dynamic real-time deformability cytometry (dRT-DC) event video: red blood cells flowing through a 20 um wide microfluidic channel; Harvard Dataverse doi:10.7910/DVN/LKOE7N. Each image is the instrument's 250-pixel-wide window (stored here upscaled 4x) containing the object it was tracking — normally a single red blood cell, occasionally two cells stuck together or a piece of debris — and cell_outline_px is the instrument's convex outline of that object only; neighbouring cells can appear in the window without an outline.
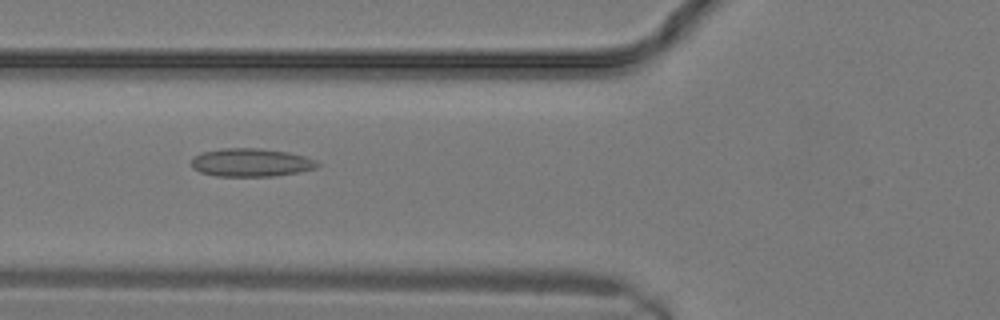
{"species": "common noctule bat (a hibernating species)", "species_latin": "Nyctalus noctula", "temperature_condition": "warm", "stored_images_in_passage": 8, "camera_frame_rate_fps": 3000, "um_per_image_px": 0.085, "animal": {"sex": "male", "body_mass_g": 19.2, "forearm_length_mm": 51.8}, "frame": {"image": 1, "passage_image": 2, "time_ms": 0.333, "image_size_px": [1000, 320], "cell_outline_px": [[320, 164], [316, 168], [296, 172], [272, 176], [216, 176], [200, 172], [192, 168], [192, 160], [196, 156], [204, 152], [224, 148], [260, 148], [288, 152], [304, 156], [316, 160]], "centroid_in_image_um": [21.35, 13.81], "position_along_channel_um": 104.5, "area_um2": 20.52}}
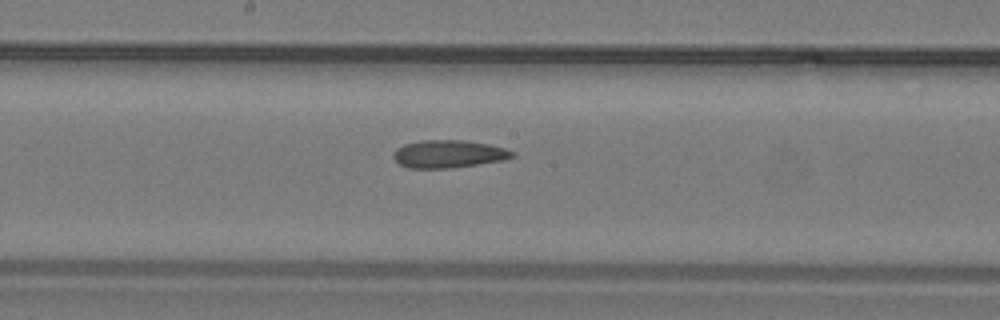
{"frame": {"image": 2, "passage_image": 6, "time_ms": 1.667, "image_size_px": [1000, 320], "cell_outline_px": [[516, 156], [504, 160], [452, 168], [408, 168], [400, 164], [392, 156], [396, 148], [404, 144], [420, 140], [464, 140], [488, 144], [504, 148], [516, 152]], "centroid_in_image_um": [38.14, 13.08], "position_along_channel_um": 210.1, "area_um2": 19.31}}
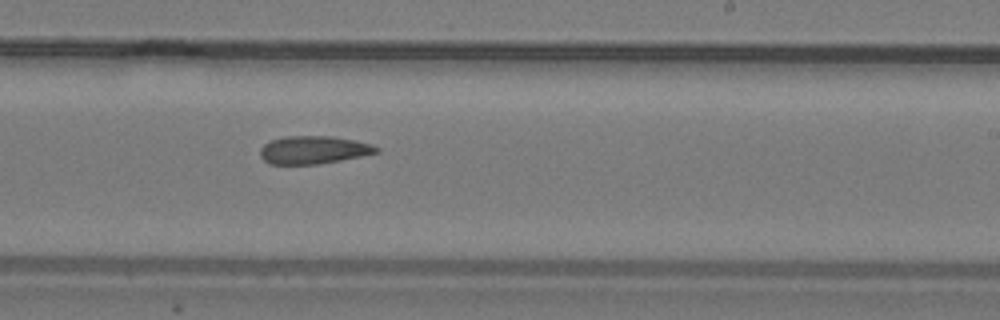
{"frame": {"image": 3, "passage_image": 8, "time_ms": 2.333, "image_size_px": [1000, 320], "cell_outline_px": [[380, 152], [320, 164], [268, 164], [260, 156], [260, 148], [264, 144], [272, 140], [284, 136], [332, 136], [356, 140], [372, 144], [380, 148]], "centroid_in_image_um": [26.66, 12.74], "position_along_channel_um": 262.3, "area_um2": 19.02}}